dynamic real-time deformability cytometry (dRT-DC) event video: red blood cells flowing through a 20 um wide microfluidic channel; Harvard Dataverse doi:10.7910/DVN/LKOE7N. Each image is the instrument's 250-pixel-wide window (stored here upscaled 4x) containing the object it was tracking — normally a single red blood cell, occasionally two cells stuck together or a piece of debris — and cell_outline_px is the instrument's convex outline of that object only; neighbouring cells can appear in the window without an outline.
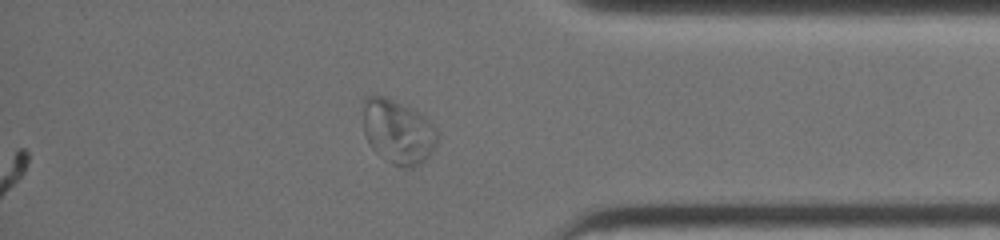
{"species": "common noctule bat (a hibernating species)", "species_latin": "Nyctalus noctula", "temperature_condition": "warm", "stored_images_in_passage": 57, "camera_frame_rate_fps": 3000, "um_per_image_px": 0.085, "animal": {"sex": "female", "body_mass_g": 19.0, "forearm_length_mm": 51.5}, "frame": {"image": 1, "passage_image": 57, "time_ms": 18.667, "image_size_px": [1000, 240], "cell_outline_px": [[440, 136], [432, 152], [420, 164], [412, 168], [404, 168], [392, 164], [380, 156], [372, 148], [364, 132], [364, 100], [368, 96], [384, 96], [420, 112], [440, 132]], "centroid_in_image_um": [33.87, 11.21], "position_along_channel_um": 401.3, "area_um2": 27.86}}